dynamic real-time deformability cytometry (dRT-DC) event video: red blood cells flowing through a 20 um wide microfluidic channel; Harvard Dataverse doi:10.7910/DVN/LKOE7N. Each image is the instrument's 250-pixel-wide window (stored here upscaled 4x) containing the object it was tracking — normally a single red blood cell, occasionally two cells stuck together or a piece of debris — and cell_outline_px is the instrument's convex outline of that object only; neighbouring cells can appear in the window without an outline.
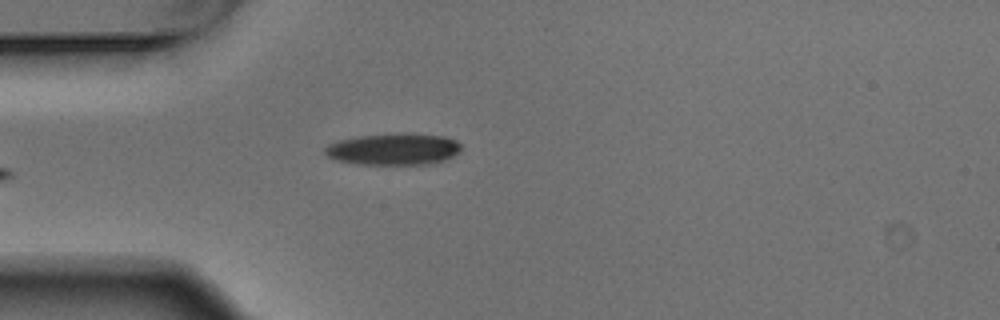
{"species": "Egyptian fruit bat (a non-hibernating species)", "species_latin": "Rousettus aegyptiacus", "temperature_condition": "warm", "stored_images_in_passage": 5, "camera_frame_rate_fps": 3000, "um_per_image_px": 0.085, "animal": {"sex": "male"}, "frame": {"image": 1, "passage_image": 5, "time_ms": 1.333, "image_size_px": [1000, 320], "cell_outline_px": [[460, 152], [444, 160], [432, 164], [356, 164], [336, 160], [328, 156], [324, 152], [324, 148], [328, 144], [340, 140], [360, 136], [444, 136], [456, 140], [460, 144]], "centroid_in_image_um": [33.43, 12.73], "position_along_channel_um": 51.6, "area_um2": 24.04}}